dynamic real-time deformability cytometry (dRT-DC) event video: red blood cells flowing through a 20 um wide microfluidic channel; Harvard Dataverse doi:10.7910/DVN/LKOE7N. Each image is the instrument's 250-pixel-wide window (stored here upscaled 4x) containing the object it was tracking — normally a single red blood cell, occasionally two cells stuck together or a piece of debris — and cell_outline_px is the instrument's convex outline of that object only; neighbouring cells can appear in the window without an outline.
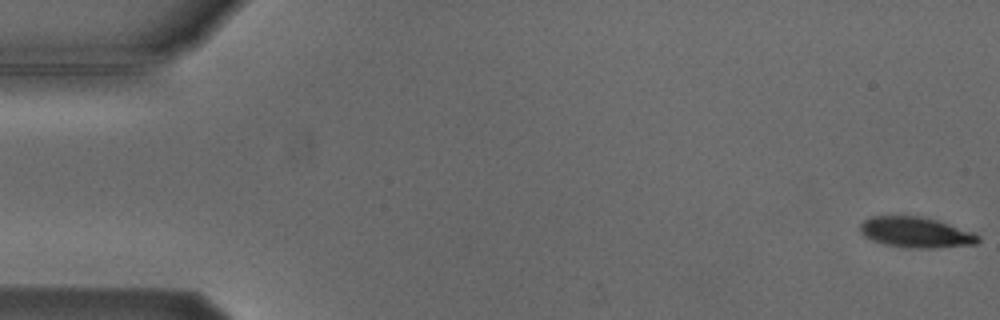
{"species": "Egyptian fruit bat (a non-hibernating species)", "species_latin": "Rousettus aegyptiacus", "temperature_condition": "cold", "stored_images_in_passage": 6, "camera_frame_rate_fps": 3000, "um_per_image_px": 0.085, "animal": {"sex": "male"}, "frame": {"image": 1, "passage_image": 1, "time_ms": 0.0, "image_size_px": [1000, 320], "cell_outline_px": [[980, 240], [976, 244], [932, 248], [904, 248], [884, 244], [872, 240], [864, 236], [860, 232], [860, 224], [864, 220], [872, 216], [920, 216], [936, 220], [972, 232], [980, 236]], "centroid_in_image_um": [77.82, 19.76], "position_along_channel_um": 7.2, "area_um2": 20.98}}
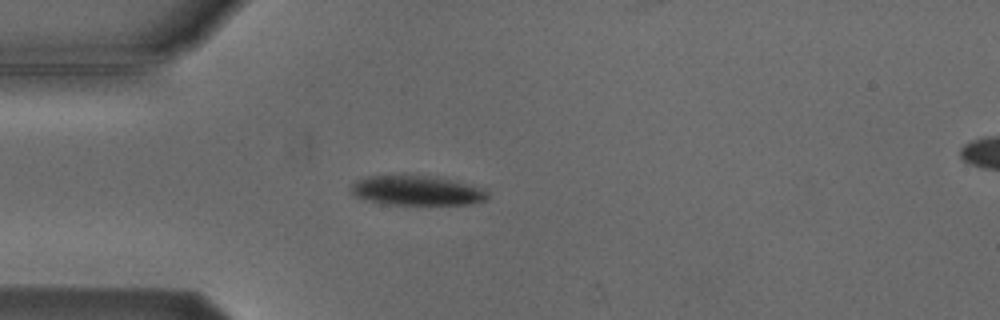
{"frame": {"image": 2, "passage_image": 5, "time_ms": 4.667, "image_size_px": [1000, 320], "cell_outline_px": [[488, 200], [472, 204], [388, 204], [368, 200], [356, 196], [352, 192], [352, 184], [356, 180], [368, 176], [404, 172], [436, 176], [468, 184], [480, 188], [488, 192]], "centroid_in_image_um": [35.42, 16.14], "position_along_channel_um": 49.6, "area_um2": 24.22}}